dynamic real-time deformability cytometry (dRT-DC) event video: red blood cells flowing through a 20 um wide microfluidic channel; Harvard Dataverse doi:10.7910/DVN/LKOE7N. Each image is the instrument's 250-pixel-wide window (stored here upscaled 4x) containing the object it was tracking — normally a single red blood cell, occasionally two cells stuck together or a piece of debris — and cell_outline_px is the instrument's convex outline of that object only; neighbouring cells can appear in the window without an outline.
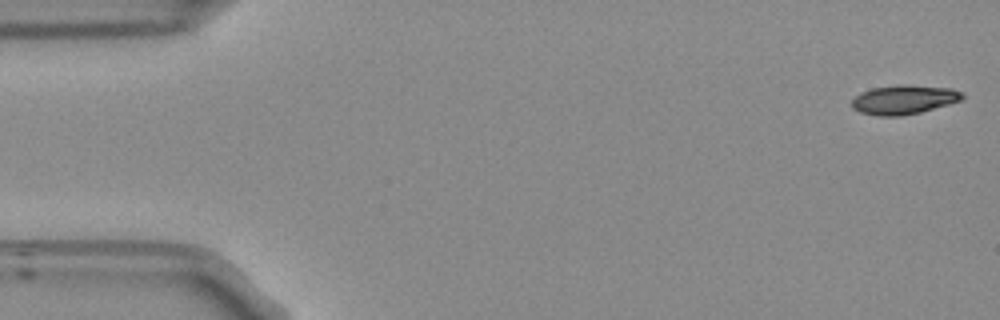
{"species": "Egyptian fruit bat (a non-hibernating species)", "species_latin": "Rousettus aegyptiacus", "temperature_condition": "room temperature", "stored_images_in_passage": 52, "camera_frame_rate_fps": 3000, "um_per_image_px": 0.085, "frame": {"image": 1, "passage_image": 1, "time_ms": 0.0, "image_size_px": [1000, 320], "cell_outline_px": [[964, 100], [920, 112], [900, 116], [880, 116], [860, 112], [852, 108], [852, 100], [860, 92], [872, 88], [900, 84], [908, 84], [952, 88], [964, 92]], "centroid_in_image_um": [76.87, 8.45], "position_along_channel_um": 8.1, "area_um2": 19.02}}
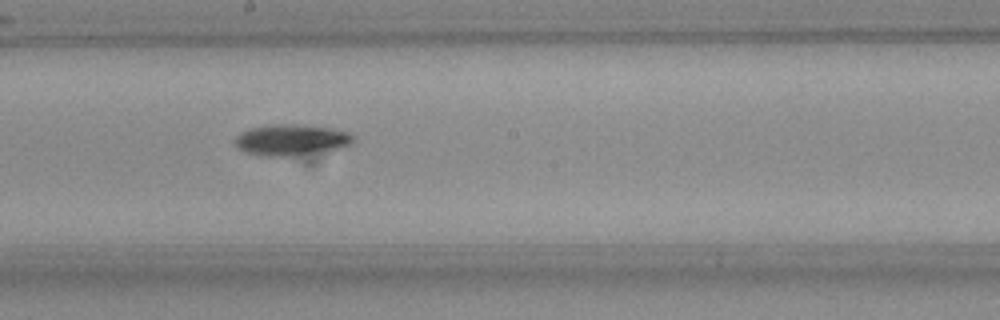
{"frame": {"image": 2, "passage_image": 28, "time_ms": 9.0, "image_size_px": [1000, 320], "cell_outline_px": [[352, 140], [348, 144], [336, 148], [288, 156], [268, 156], [248, 152], [240, 148], [236, 144], [236, 136], [240, 132], [248, 128], [272, 124], [312, 124], [332, 128], [348, 132], [352, 136]], "centroid_in_image_um": [24.72, 11.84], "position_along_channel_um": 223.5, "area_um2": 20.98}}
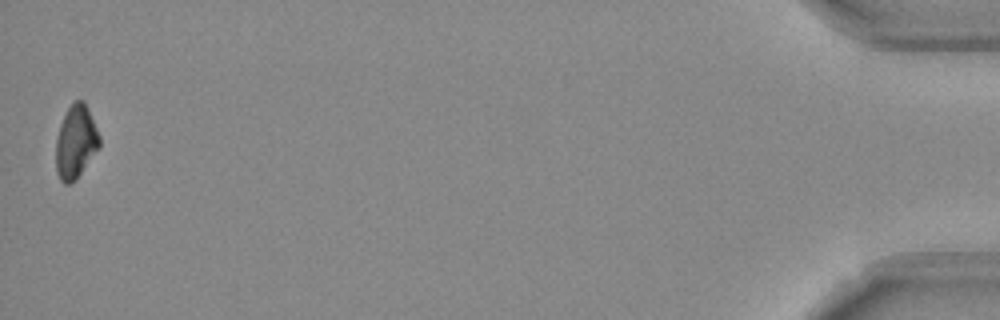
{"frame": {"image": 3, "passage_image": 52, "time_ms": 17.0, "image_size_px": [1000, 320], "cell_outline_px": [[100, 148], [76, 180], [68, 184], [64, 184], [60, 180], [56, 172], [56, 140], [60, 124], [68, 108], [76, 100], [84, 100], [100, 136]], "centroid_in_image_um": [6.45, 12.1], "position_along_channel_um": 428.8, "area_um2": 18.67}, "authors_computed_cell_mechanics": {"area_um2": 19.5364, "velocity_mm_per_s": 3.8118, "shape_relaxation_time_tau1_ms": 6.4819, "shape_relaxation_time_tau2_ms": null, "deformation_change_tau1": 0.1404, "deformation_change_tau2": null}}